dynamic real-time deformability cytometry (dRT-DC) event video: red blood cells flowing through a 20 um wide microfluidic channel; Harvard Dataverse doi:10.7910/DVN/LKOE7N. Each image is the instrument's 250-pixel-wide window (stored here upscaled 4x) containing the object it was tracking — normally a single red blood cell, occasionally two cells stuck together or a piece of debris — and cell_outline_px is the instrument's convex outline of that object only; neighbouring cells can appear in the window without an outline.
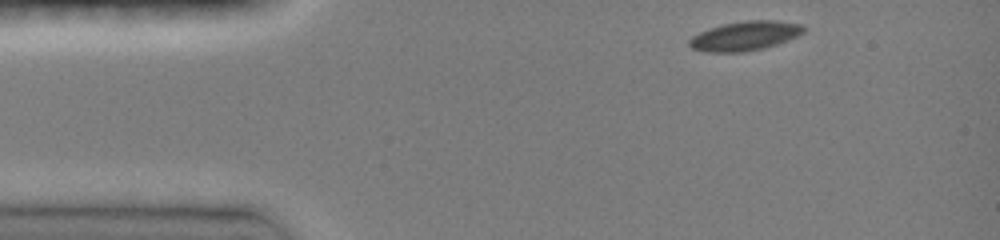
{"species": "common noctule bat (a hibernating species)", "species_latin": "Nyctalus noctula", "temperature_condition": "room temperature", "stored_images_in_passage": 37, "camera_frame_rate_fps": 3000, "um_per_image_px": 0.085, "animal": {"sex": "female", "body_mass_g": 19.0, "forearm_length_mm": 51.5}, "frame": {"image": 1, "passage_image": 1, "time_ms": 0.0, "image_size_px": [1000, 240], "cell_outline_px": [[808, 28], [804, 32], [796, 36], [776, 44], [764, 48], [744, 52], [704, 52], [692, 48], [688, 44], [688, 40], [692, 36], [700, 32], [724, 24], [744, 20], [776, 20], [804, 24]], "centroid_in_image_um": [63.35, 3.04], "position_along_channel_um": 21.7, "area_um2": 19.59}}
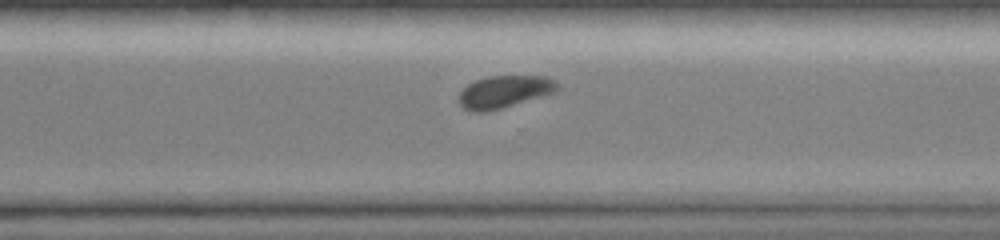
{"frame": {"image": 2, "passage_image": 28, "time_ms": 9.0, "image_size_px": [1000, 240], "cell_outline_px": [[560, 88], [552, 92], [540, 96], [500, 108], [484, 112], [472, 112], [464, 108], [460, 104], [460, 92], [468, 84], [476, 80], [488, 76], [544, 76], [556, 80], [560, 84]], "centroid_in_image_um": [42.87, 7.78], "position_along_channel_um": 327.7, "area_um2": 18.21}}
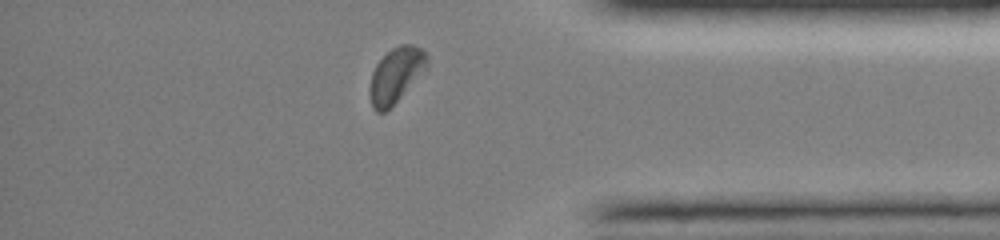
{"frame": {"image": 3, "passage_image": 34, "time_ms": 11.0, "image_size_px": [1000, 240], "cell_outline_px": [[428, 68], [384, 112], [376, 112], [372, 108], [368, 92], [372, 72], [376, 64], [392, 48], [400, 44], [412, 44], [420, 48], [428, 56]], "centroid_in_image_um": [33.64, 6.37], "position_along_channel_um": 401.6, "area_um2": 18.21}, "authors_computed_cell_mechanics": {"area_um2": 19.2474, "velocity_mm_per_s": 4.1126, "shape_relaxation_time_tau1_ms": 2.1659, "shape_relaxation_time_tau2_ms": null, "deformation_change_tau1": 0.0763, "deformation_change_tau2": null}}